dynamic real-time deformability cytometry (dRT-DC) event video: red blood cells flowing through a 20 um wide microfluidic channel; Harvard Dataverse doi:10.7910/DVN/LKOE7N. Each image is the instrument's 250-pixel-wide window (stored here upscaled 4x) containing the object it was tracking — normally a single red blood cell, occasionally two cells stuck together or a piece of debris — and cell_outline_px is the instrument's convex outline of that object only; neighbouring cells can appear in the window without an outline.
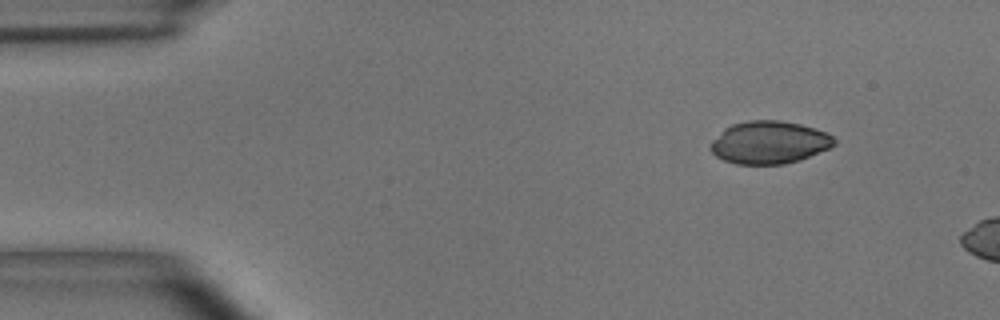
{"species": "common noctule bat (a hibernating species)", "species_latin": "Nyctalus noctula", "temperature_condition": "room temperature", "stored_images_in_passage": 7, "camera_frame_rate_fps": 3000, "um_per_image_px": 0.085, "animal": {"sex": "male", "body_mass_g": 15.6}, "frame": {"image": 1, "passage_image": 1, "time_ms": 0.0, "image_size_px": [1000, 320], "cell_outline_px": [[836, 144], [828, 148], [800, 160], [784, 164], [736, 164], [724, 160], [716, 156], [708, 148], [708, 144], [724, 128], [732, 124], [748, 120], [780, 120], [800, 124], [816, 128], [832, 136], [836, 140]], "centroid_in_image_um": [65.35, 12.1], "position_along_channel_um": 19.7, "area_um2": 30.87}}